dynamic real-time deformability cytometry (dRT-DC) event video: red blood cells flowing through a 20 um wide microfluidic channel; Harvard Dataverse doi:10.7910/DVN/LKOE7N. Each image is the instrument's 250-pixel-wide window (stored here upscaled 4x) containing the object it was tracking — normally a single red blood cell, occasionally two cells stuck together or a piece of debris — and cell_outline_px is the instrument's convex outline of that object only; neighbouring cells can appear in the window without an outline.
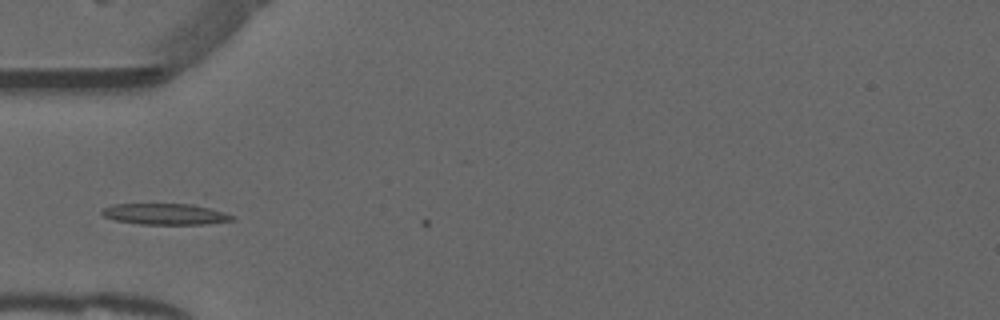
{"species": "common noctule bat (a hibernating species)", "species_latin": "Nyctalus noctula", "temperature_condition": "warm", "stored_images_in_passage": 3, "camera_frame_rate_fps": 3000, "um_per_image_px": 0.085, "animal": {"sex": "male", "forearm_length_mm": 52.5}, "frame": {"image": 1, "passage_image": 2, "time_ms": 0.333, "image_size_px": [1000, 320], "cell_outline_px": [[236, 220], [204, 224], [140, 224], [116, 220], [104, 216], [100, 212], [104, 208], [112, 204], [196, 200], [200, 200], [232, 216]], "centroid_in_image_um": [14.18, 18.1], "position_along_channel_um": 70.8, "area_um2": 17.74}}